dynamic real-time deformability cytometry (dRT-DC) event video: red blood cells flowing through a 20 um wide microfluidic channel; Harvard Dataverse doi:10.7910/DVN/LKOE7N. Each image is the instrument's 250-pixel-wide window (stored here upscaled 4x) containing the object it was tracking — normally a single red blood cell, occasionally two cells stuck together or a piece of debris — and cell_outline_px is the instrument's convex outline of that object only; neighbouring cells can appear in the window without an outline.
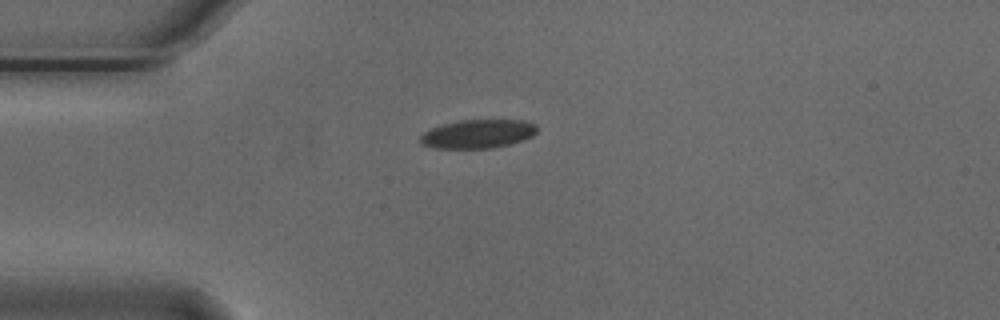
{"species": "Egyptian fruit bat (a non-hibernating species)", "species_latin": "Rousettus aegyptiacus", "temperature_condition": "cold", "stored_images_in_passage": 7, "camera_frame_rate_fps": 3000, "um_per_image_px": 0.085, "animal": {"sex": "male"}, "frame": {"image": 1, "passage_image": 1, "time_ms": 0.0, "image_size_px": [1000, 320], "cell_outline_px": [[536, 132], [532, 136], [524, 140], [492, 148], [436, 148], [420, 144], [420, 136], [424, 132], [432, 128], [444, 124], [460, 120], [524, 120], [536, 124]], "centroid_in_image_um": [40.62, 11.38], "position_along_channel_um": 44.4, "area_um2": 19.42}}
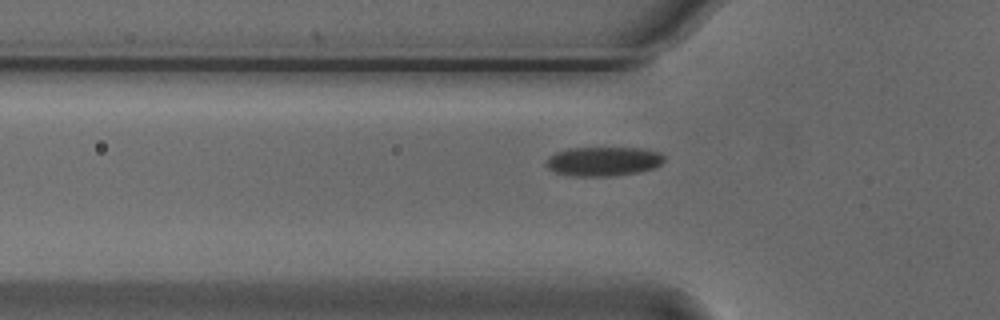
{"frame": {"image": 2, "passage_image": 5, "time_ms": 1.333, "image_size_px": [1000, 320], "cell_outline_px": [[664, 160], [656, 168], [636, 172], [612, 176], [576, 176], [556, 172], [548, 168], [544, 164], [544, 160], [548, 156], [556, 152], [568, 148], [644, 148], [660, 152], [664, 156]], "centroid_in_image_um": [51.27, 13.7], "position_along_channel_um": 74.5, "area_um2": 20.23}}